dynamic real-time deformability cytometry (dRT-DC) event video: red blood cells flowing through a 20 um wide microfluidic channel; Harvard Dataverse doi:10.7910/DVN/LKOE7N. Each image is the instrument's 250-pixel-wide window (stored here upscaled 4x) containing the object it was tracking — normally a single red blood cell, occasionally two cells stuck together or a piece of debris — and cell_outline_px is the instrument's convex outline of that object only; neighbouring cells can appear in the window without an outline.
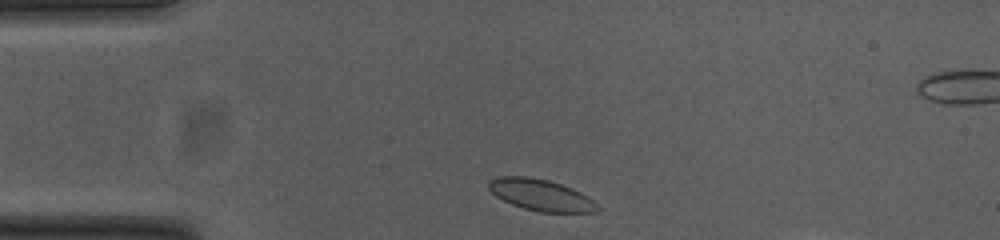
{"species": "common noctule bat (a hibernating species)", "species_latin": "Nyctalus noctula", "temperature_condition": "cold", "stored_images_in_passage": 35, "camera_frame_rate_fps": 3000, "um_per_image_px": 0.085, "animal": {"sex": "female", "body_mass_g": 23.0, "forearm_length_mm": 53.4}, "frame": {"image": 1, "passage_image": 2, "time_ms": 0.333, "image_size_px": [1000, 240], "cell_outline_px": [[600, 212], [540, 212], [524, 208], [512, 204], [496, 196], [488, 188], [488, 180], [496, 176], [528, 176], [548, 180], [572, 188], [588, 196], [600, 208]], "centroid_in_image_um": [45.96, 16.57], "position_along_channel_um": 39.0, "area_um2": 19.94}}
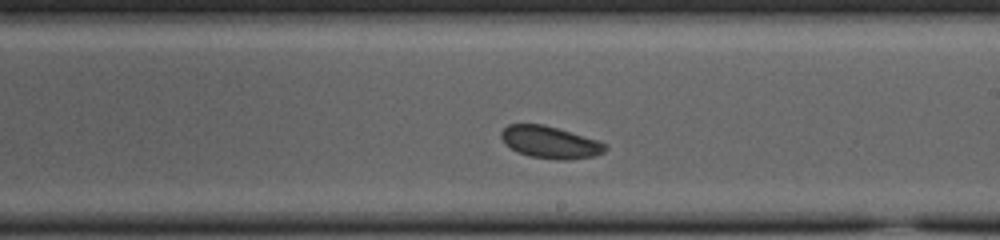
{"frame": {"image": 2, "passage_image": 21, "time_ms": 6.667, "image_size_px": [1000, 240], "cell_outline_px": [[608, 148], [604, 152], [596, 156], [568, 160], [560, 160], [528, 156], [516, 152], [500, 136], [500, 132], [508, 124], [544, 124], [596, 140], [608, 144]], "centroid_in_image_um": [46.78, 12.1], "position_along_channel_um": 242.2, "area_um2": 19.42}}
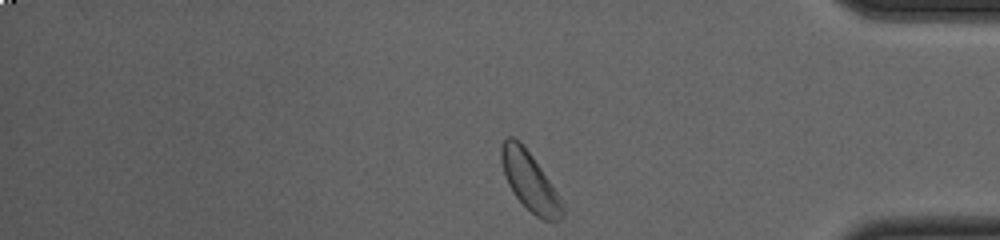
{"frame": {"image": 3, "passage_image": 35, "time_ms": 11.333, "image_size_px": [1000, 240], "cell_outline_px": [[564, 216], [556, 224], [544, 220], [536, 216], [516, 196], [508, 184], [500, 160], [500, 148], [504, 140], [508, 136], [512, 136], [520, 140], [532, 156], [560, 196], [564, 204]], "centroid_in_image_um": [45.06, 15.43], "position_along_channel_um": 390.1, "area_um2": 20.98}}